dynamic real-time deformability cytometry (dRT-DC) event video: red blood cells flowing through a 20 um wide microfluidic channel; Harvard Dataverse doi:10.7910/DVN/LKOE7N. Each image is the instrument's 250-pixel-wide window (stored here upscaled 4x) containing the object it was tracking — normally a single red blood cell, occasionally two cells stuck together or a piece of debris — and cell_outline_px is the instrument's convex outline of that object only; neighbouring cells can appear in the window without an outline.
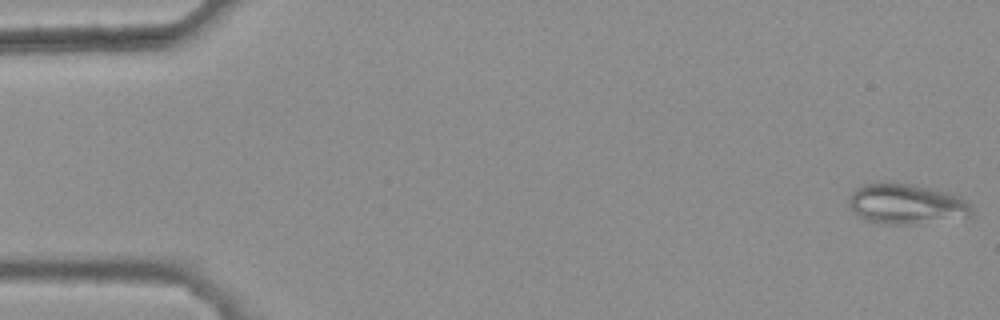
{"species": "common noctule bat (a hibernating species)", "species_latin": "Nyctalus noctula", "temperature_condition": "warm", "stored_images_in_passage": 45, "camera_frame_rate_fps": 3000, "um_per_image_px": 0.085, "animal": {"sex": "female", "body_mass_g": 25.1}, "frame": {"image": 1, "passage_image": 1, "time_ms": 0.0, "image_size_px": [1000, 320], "cell_outline_px": [[972, 216], [900, 224], [888, 224], [868, 220], [860, 216], [848, 208], [848, 196], [856, 188], [864, 184], [892, 180], [912, 184], [948, 192], [960, 196], [972, 208]], "centroid_in_image_um": [76.97, 17.28], "position_along_channel_um": 8.0, "area_um2": 28.73}}
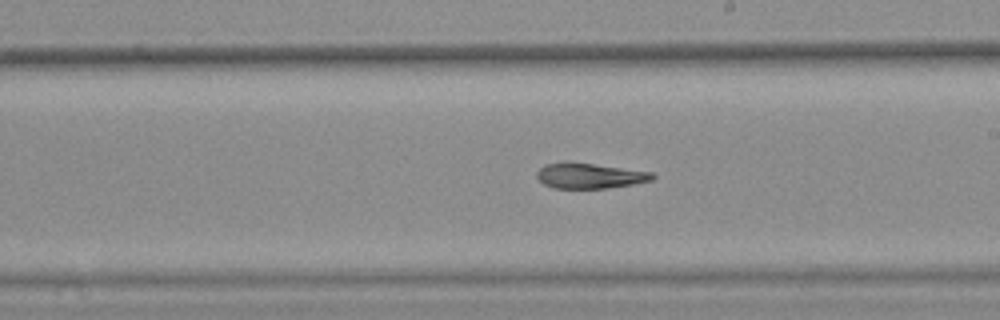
{"frame": {"image": 2, "passage_image": 30, "time_ms": 9.667, "image_size_px": [1000, 320], "cell_outline_px": [[656, 176], [652, 180], [632, 184], [608, 188], [552, 188], [544, 184], [536, 176], [536, 172], [540, 168], [548, 164], [592, 164], [652, 172]], "centroid_in_image_um": [50.15, 14.97], "position_along_channel_um": 238.8, "area_um2": 16.42}}
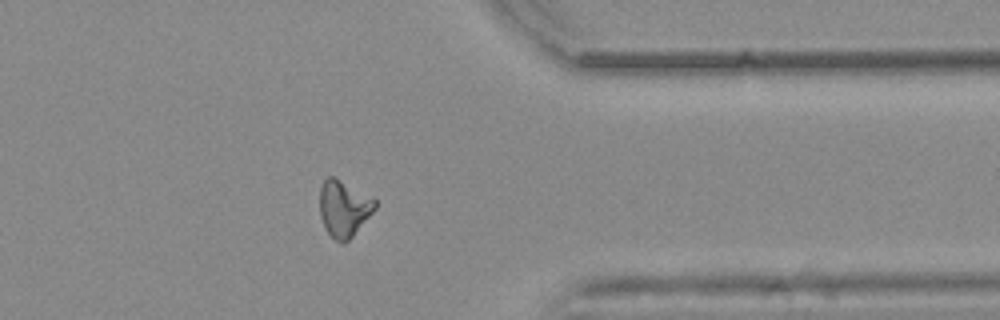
{"frame": {"image": 3, "passage_image": 42, "time_ms": 13.667, "image_size_px": [1000, 320], "cell_outline_px": [[376, 208], [352, 236], [344, 244], [336, 240], [324, 228], [320, 216], [320, 188], [324, 180], [328, 176], [332, 176], [376, 200]], "centroid_in_image_um": [29.2, 17.73], "position_along_channel_um": 382.2, "area_um2": 17.74}}